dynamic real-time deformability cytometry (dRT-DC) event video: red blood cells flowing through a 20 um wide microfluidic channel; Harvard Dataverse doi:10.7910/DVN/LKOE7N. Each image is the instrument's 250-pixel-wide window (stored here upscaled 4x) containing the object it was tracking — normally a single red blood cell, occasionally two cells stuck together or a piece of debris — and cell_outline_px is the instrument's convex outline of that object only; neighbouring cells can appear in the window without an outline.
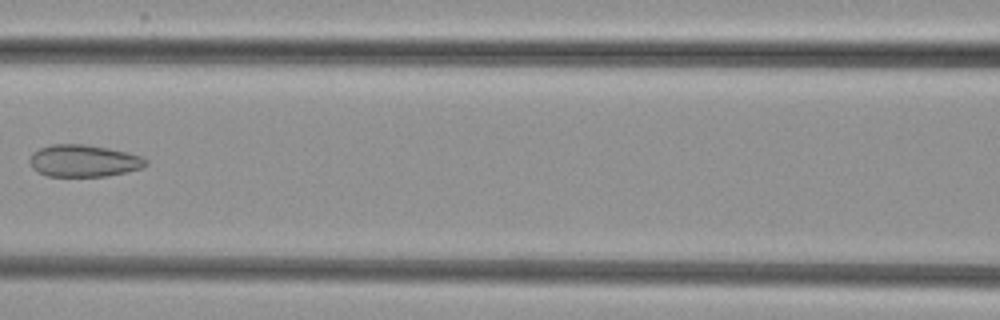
{"species": "common noctule bat (a hibernating species)", "species_latin": "Nyctalus noctula", "temperature_condition": "cold", "stored_images_in_passage": 7, "camera_frame_rate_fps": 3000, "um_per_image_px": 0.085, "animal": {"sex": "female", "body_mass_g": 29.2, "forearm_length_mm": 56.3}, "frame": {"image": 1, "passage_image": 6, "time_ms": 7.0, "image_size_px": [1000, 320], "cell_outline_px": [[148, 164], [144, 168], [108, 176], [48, 176], [32, 168], [28, 160], [32, 152], [40, 148], [52, 144], [88, 144], [128, 152], [140, 156], [148, 160]], "centroid_in_image_um": [7.13, 13.66], "position_along_channel_um": 159.5, "area_um2": 21.91}}
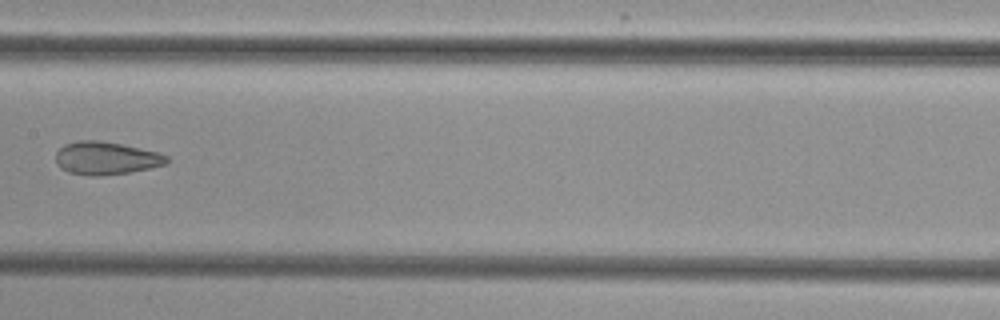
{"frame": {"image": 2, "passage_image": 7, "time_ms": 8.0, "image_size_px": [1000, 320], "cell_outline_px": [[168, 164], [128, 172], [100, 176], [88, 176], [68, 172], [60, 168], [56, 160], [56, 152], [64, 144], [76, 140], [100, 140], [120, 144], [156, 152], [168, 156]], "centroid_in_image_um": [8.97, 13.44], "position_along_channel_um": 198.4, "area_um2": 21.21}}